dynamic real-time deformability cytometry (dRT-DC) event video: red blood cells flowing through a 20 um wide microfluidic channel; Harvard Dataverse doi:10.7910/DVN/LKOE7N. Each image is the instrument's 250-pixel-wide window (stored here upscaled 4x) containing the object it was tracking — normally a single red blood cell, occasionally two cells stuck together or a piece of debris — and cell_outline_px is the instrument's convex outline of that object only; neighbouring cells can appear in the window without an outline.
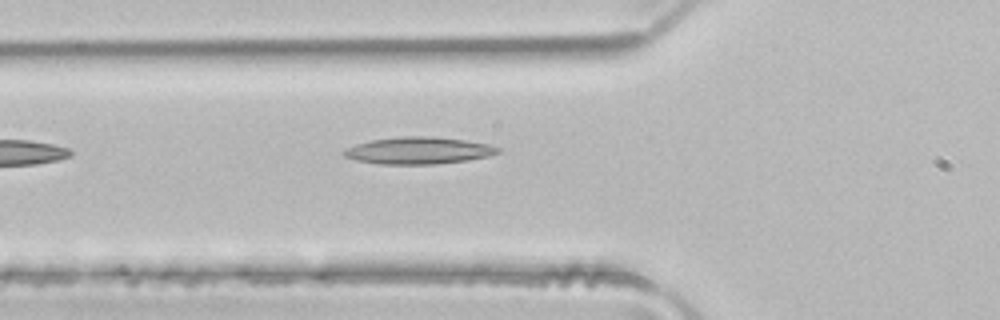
{"species": "common noctule bat (a hibernating species)", "species_latin": "Nyctalus noctula", "temperature_condition": "room temperature", "stored_images_in_passage": 3, "camera_frame_rate_fps": 3000, "um_per_image_px": 0.085, "animal": {"sex": "male", "body_mass_g": 21.5, "forearm_length_mm": 52.0}, "frame": {"image": 1, "passage_image": 3, "time_ms": 0.667, "image_size_px": [1000, 320], "cell_outline_px": [[500, 152], [488, 156], [468, 160], [436, 164], [376, 164], [356, 160], [344, 156], [344, 152], [348, 148], [356, 144], [372, 140], [400, 136], [432, 136], [464, 140], [488, 144], [500, 148]], "centroid_in_image_um": [35.59, 12.8], "position_along_channel_um": 90.2, "area_um2": 24.1}}